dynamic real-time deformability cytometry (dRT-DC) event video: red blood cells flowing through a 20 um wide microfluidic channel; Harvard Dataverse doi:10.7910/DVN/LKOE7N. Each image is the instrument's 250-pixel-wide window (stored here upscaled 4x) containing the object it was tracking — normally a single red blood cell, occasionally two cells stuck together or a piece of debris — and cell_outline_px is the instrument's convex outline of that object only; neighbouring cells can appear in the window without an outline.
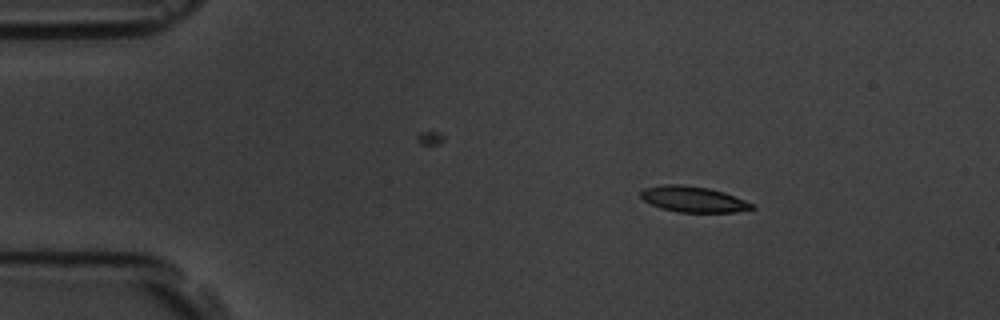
{"species": "common noctule bat (a hibernating species)", "species_latin": "Nyctalus noctula", "temperature_condition": "room temperature", "stored_images_in_passage": 4, "camera_frame_rate_fps": 3000, "um_per_image_px": 0.085, "animal": {"sex": "male", "body_mass_g": 19.5, "forearm_length_mm": 54.6}, "frame": {"image": 1, "passage_image": 1, "time_ms": 0.0, "image_size_px": [1000, 320], "cell_outline_px": [[756, 208], [736, 212], [676, 212], [660, 208], [644, 200], [640, 196], [640, 192], [644, 188], [664, 184], [676, 184], [708, 188], [724, 192], [756, 204]], "centroid_in_image_um": [58.96, 16.94], "position_along_channel_um": 26.0, "area_um2": 16.76}}
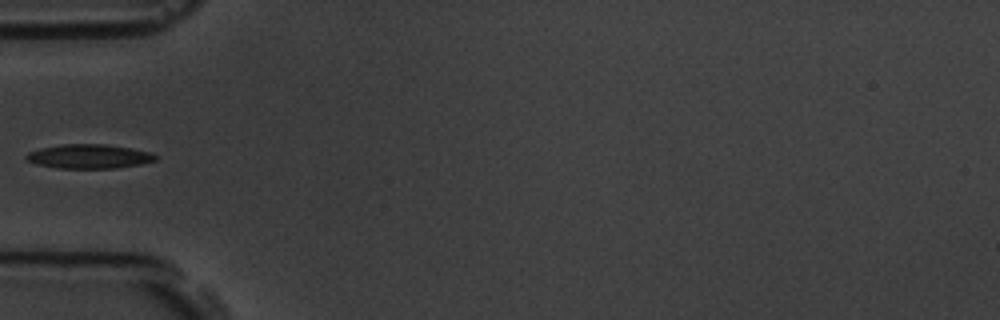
{"frame": {"image": 2, "passage_image": 4, "time_ms": 1.0, "image_size_px": [1000, 320], "cell_outline_px": [[156, 160], [140, 164], [116, 168], [60, 168], [36, 164], [24, 160], [24, 156], [28, 152], [40, 148], [60, 144], [104, 144], [132, 148], [148, 152], [156, 156]], "centroid_in_image_um": [7.5, 13.29], "position_along_channel_um": 77.5, "area_um2": 18.21}}